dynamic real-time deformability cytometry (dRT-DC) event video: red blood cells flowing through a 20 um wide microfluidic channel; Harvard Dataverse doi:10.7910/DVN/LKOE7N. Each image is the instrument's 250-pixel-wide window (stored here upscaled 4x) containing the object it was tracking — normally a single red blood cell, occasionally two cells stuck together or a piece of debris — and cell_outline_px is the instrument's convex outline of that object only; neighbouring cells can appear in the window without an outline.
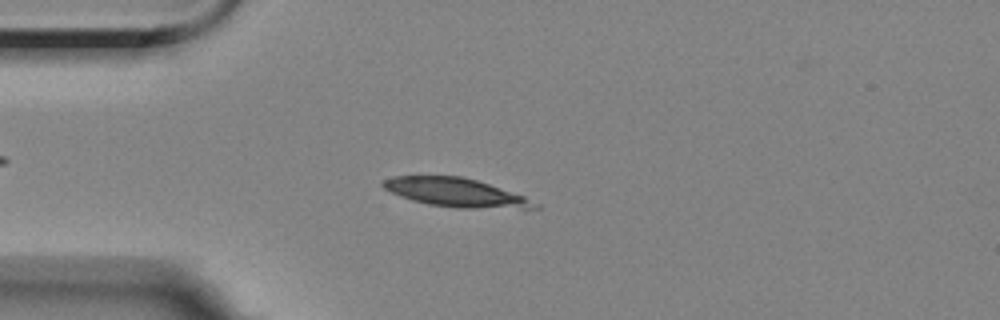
{"species": "Egyptian fruit bat (a non-hibernating species)", "species_latin": "Rousettus aegyptiacus", "temperature_condition": "room temperature", "stored_images_in_passage": 17, "camera_frame_rate_fps": 3000, "um_per_image_px": 0.085, "animal": {"sex": "female"}, "frame": {"image": 1, "passage_image": 12, "time_ms": 3.667, "image_size_px": [1000, 320], "cell_outline_px": [[540, 208], [456, 208], [428, 204], [412, 200], [400, 196], [384, 188], [380, 184], [384, 180], [392, 176], [460, 176], [476, 180], [524, 196], [540, 204]], "centroid_in_image_um": [38.73, 16.37], "position_along_channel_um": 46.3, "area_um2": 25.09}}
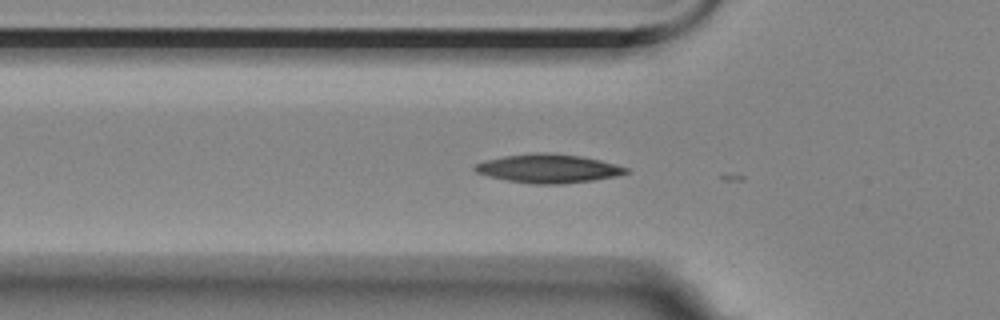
{"frame": {"image": 2, "passage_image": 16, "time_ms": 5.0, "image_size_px": [1000, 320], "cell_outline_px": [[632, 172], [616, 176], [592, 180], [560, 184], [532, 184], [508, 180], [488, 176], [476, 172], [472, 168], [476, 164], [488, 160], [504, 156], [536, 152], [544, 152], [580, 156], [600, 160], [616, 164], [628, 168]], "centroid_in_image_um": [46.64, 14.32], "position_along_channel_um": 79.2, "area_um2": 25.14}}